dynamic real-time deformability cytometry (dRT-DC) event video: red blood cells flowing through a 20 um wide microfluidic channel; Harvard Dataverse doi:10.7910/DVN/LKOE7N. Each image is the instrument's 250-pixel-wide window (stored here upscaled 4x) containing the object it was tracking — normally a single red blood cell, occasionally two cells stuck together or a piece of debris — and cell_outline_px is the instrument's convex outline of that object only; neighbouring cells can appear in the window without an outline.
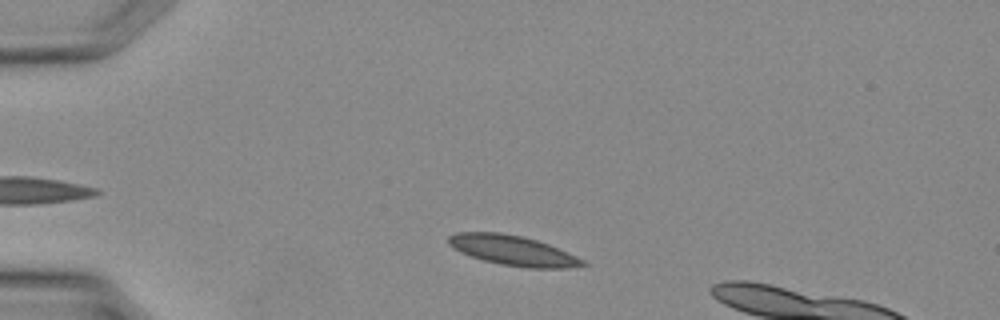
{"species": "Egyptian fruit bat (a non-hibernating species)", "species_latin": "Rousettus aegyptiacus", "temperature_condition": "warm", "stored_images_in_passage": 28, "camera_frame_rate_fps": 3000, "um_per_image_px": 0.085, "animal": {"sex": "female"}, "frame": {"image": 1, "passage_image": 4, "time_ms": 1.0, "image_size_px": [1000, 320], "cell_outline_px": [[588, 264], [568, 268], [528, 268], [500, 264], [484, 260], [460, 252], [452, 248], [448, 244], [448, 236], [456, 232], [500, 232], [520, 236], [536, 240], [548, 244], [568, 252], [584, 260]], "centroid_in_image_um": [43.58, 21.29], "position_along_channel_um": 41.4, "area_um2": 23.35}}
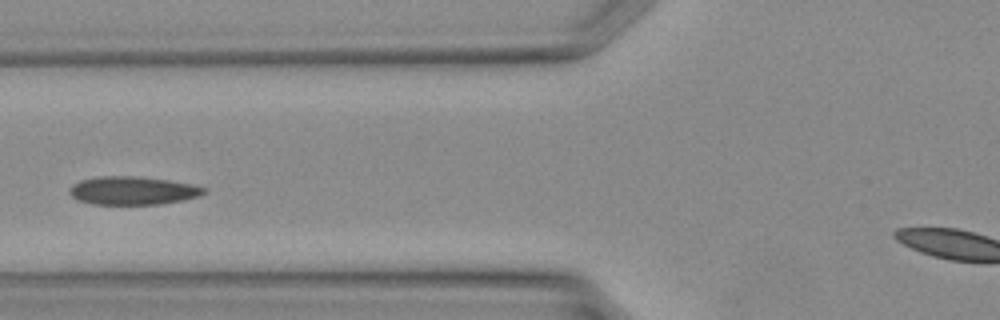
{"frame": {"image": 2, "passage_image": 10, "time_ms": 3.0, "image_size_px": [1000, 320], "cell_outline_px": [[208, 192], [200, 196], [184, 200], [160, 204], [92, 204], [76, 200], [68, 192], [72, 184], [80, 180], [100, 176], [132, 176], [168, 180], [192, 184], [208, 188]], "centroid_in_image_um": [11.3, 16.2], "position_along_channel_um": 114.5, "area_um2": 22.31}}
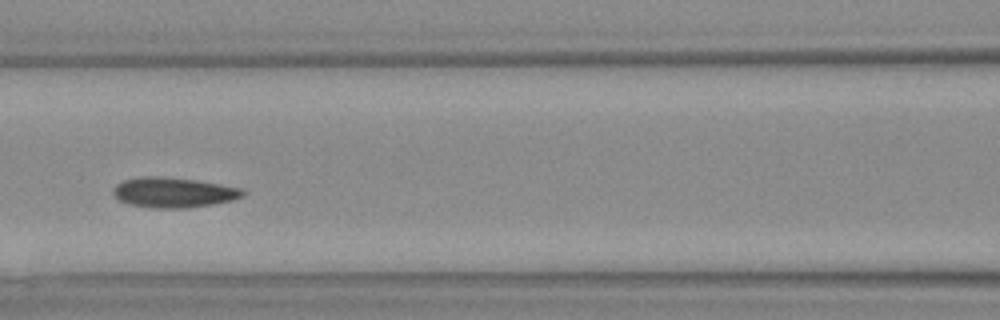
{"frame": {"image": 3, "passage_image": 12, "time_ms": 3.667, "image_size_px": [1000, 320], "cell_outline_px": [[244, 196], [232, 200], [212, 204], [188, 208], [152, 208], [132, 204], [120, 200], [112, 192], [112, 188], [116, 184], [124, 180], [140, 176], [156, 176], [196, 180], [240, 188], [244, 192]], "centroid_in_image_um": [14.72, 16.36], "position_along_channel_um": 151.9, "area_um2": 22.54}}